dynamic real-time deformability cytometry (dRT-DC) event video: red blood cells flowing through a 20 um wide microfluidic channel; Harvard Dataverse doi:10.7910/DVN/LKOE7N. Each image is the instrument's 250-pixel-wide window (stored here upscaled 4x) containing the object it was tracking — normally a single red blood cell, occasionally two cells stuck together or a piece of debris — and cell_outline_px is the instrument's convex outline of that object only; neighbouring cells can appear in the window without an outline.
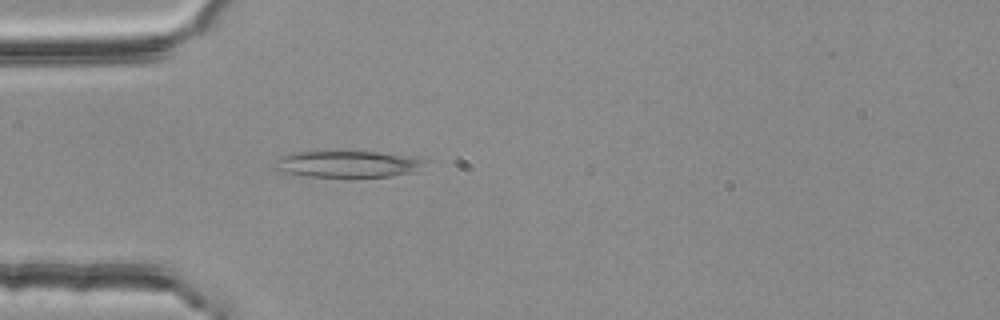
{"species": "common noctule bat (a hibernating species)", "species_latin": "Nyctalus noctula", "temperature_condition": "room temperature", "stored_images_in_passage": 47, "camera_frame_rate_fps": 3000, "um_per_image_px": 0.085, "animal": {"sex": "female", "body_mass_g": 25.1}, "frame": {"image": 1, "passage_image": 9, "time_ms": 2.667, "image_size_px": [1000, 320], "cell_outline_px": [[432, 160], [416, 172], [392, 176], [308, 176], [288, 172], [272, 168], [280, 156], [300, 152], [380, 152], [416, 156]], "centroid_in_image_um": [29.73, 13.93], "position_along_channel_um": 55.3, "area_um2": 23.18}}
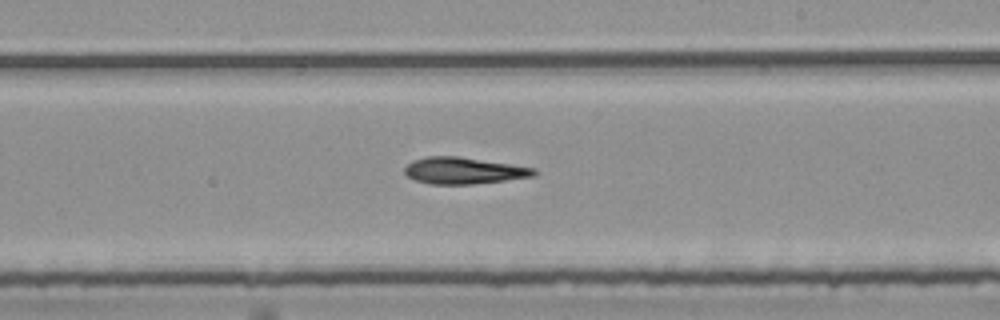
{"frame": {"image": 2, "passage_image": 25, "time_ms": 8.0, "image_size_px": [1000, 320], "cell_outline_px": [[536, 176], [472, 184], [432, 184], [416, 180], [408, 176], [404, 172], [404, 168], [412, 160], [428, 156], [456, 156], [536, 168]], "centroid_in_image_um": [39.4, 14.5], "position_along_channel_um": 249.6, "area_um2": 19.83}}
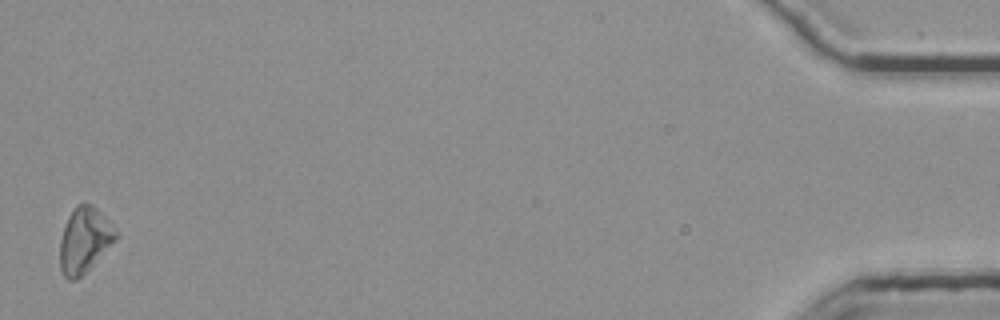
{"frame": {"image": 3, "passage_image": 47, "time_ms": 15.333, "image_size_px": [1000, 320], "cell_outline_px": [[120, 236], [76, 280], [68, 280], [64, 276], [60, 268], [60, 240], [68, 216], [76, 204], [84, 200], [92, 204], [120, 232]], "centroid_in_image_um": [7.19, 20.35], "position_along_channel_um": 428.0, "area_um2": 21.33}}